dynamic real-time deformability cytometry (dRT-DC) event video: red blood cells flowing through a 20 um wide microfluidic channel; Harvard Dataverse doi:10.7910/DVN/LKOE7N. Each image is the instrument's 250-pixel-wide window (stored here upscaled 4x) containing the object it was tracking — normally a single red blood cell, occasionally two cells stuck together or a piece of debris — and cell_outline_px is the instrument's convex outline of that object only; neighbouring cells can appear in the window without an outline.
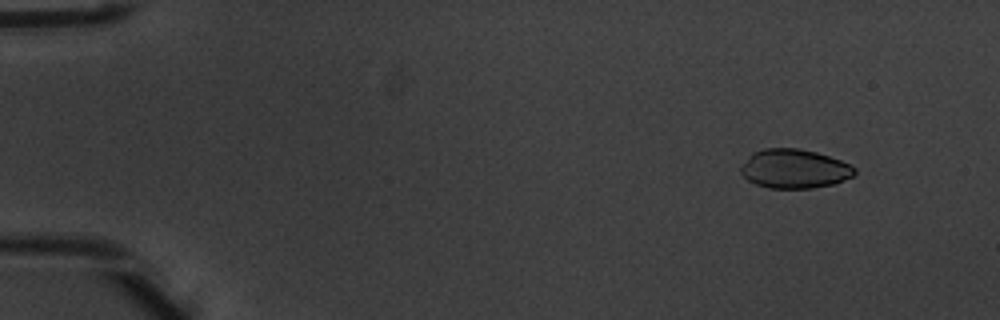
{"species": "common noctule bat (a hibernating species)", "species_latin": "Nyctalus noctula", "temperature_condition": "warm", "stored_images_in_passage": 4, "camera_frame_rate_fps": 3000, "um_per_image_px": 0.085, "animal": {"sex": "male", "body_mass_g": 20.1, "forearm_length_mm": 53.5}, "frame": {"image": 1, "passage_image": 1, "time_ms": 0.0, "image_size_px": [1000, 320], "cell_outline_px": [[856, 172], [852, 176], [844, 180], [832, 184], [812, 188], [768, 188], [756, 184], [748, 180], [740, 172], [740, 168], [748, 156], [752, 152], [764, 148], [800, 148], [816, 152], [840, 160], [856, 168]], "centroid_in_image_um": [67.5, 14.34], "position_along_channel_um": 17.5, "area_um2": 25.89}}
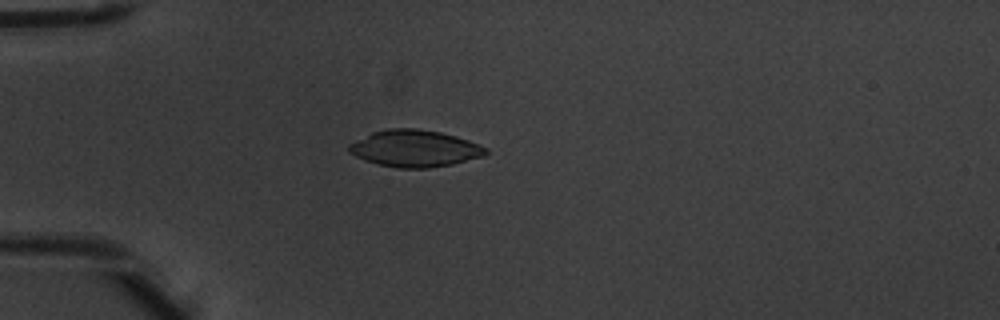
{"frame": {"image": 2, "passage_image": 4, "time_ms": 1.0, "image_size_px": [1000, 320], "cell_outline_px": [[488, 152], [484, 156], [452, 164], [428, 168], [396, 168], [364, 160], [348, 152], [348, 144], [372, 132], [388, 128], [416, 128], [440, 132], [456, 136], [468, 140], [488, 148]], "centroid_in_image_um": [35.25, 12.61], "position_along_channel_um": 49.8, "area_um2": 29.36}}